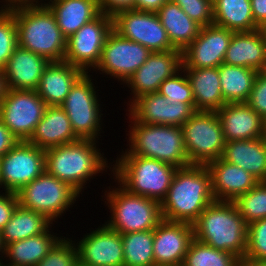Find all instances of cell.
Here are the masks:
<instances>
[{
	"instance_id": "1",
	"label": "cell",
	"mask_w": 266,
	"mask_h": 266,
	"mask_svg": "<svg viewBox=\"0 0 266 266\" xmlns=\"http://www.w3.org/2000/svg\"><path fill=\"white\" fill-rule=\"evenodd\" d=\"M214 201L208 169L205 165L191 164L176 170L161 202L162 217L168 221L193 224Z\"/></svg>"
},
{
	"instance_id": "2",
	"label": "cell",
	"mask_w": 266,
	"mask_h": 266,
	"mask_svg": "<svg viewBox=\"0 0 266 266\" xmlns=\"http://www.w3.org/2000/svg\"><path fill=\"white\" fill-rule=\"evenodd\" d=\"M96 143L97 140L79 139L45 149V171L82 195L87 181L110 167Z\"/></svg>"
},
{
	"instance_id": "3",
	"label": "cell",
	"mask_w": 266,
	"mask_h": 266,
	"mask_svg": "<svg viewBox=\"0 0 266 266\" xmlns=\"http://www.w3.org/2000/svg\"><path fill=\"white\" fill-rule=\"evenodd\" d=\"M248 225L234 202L214 201L193 223L194 238L243 259Z\"/></svg>"
},
{
	"instance_id": "4",
	"label": "cell",
	"mask_w": 266,
	"mask_h": 266,
	"mask_svg": "<svg viewBox=\"0 0 266 266\" xmlns=\"http://www.w3.org/2000/svg\"><path fill=\"white\" fill-rule=\"evenodd\" d=\"M11 11L16 22L18 46L42 55L50 62L64 61L67 38L46 5Z\"/></svg>"
},
{
	"instance_id": "5",
	"label": "cell",
	"mask_w": 266,
	"mask_h": 266,
	"mask_svg": "<svg viewBox=\"0 0 266 266\" xmlns=\"http://www.w3.org/2000/svg\"><path fill=\"white\" fill-rule=\"evenodd\" d=\"M126 115L131 120L127 133L129 148L122 151V155L156 159L177 168L190 165L182 127L140 123L130 114Z\"/></svg>"
},
{
	"instance_id": "6",
	"label": "cell",
	"mask_w": 266,
	"mask_h": 266,
	"mask_svg": "<svg viewBox=\"0 0 266 266\" xmlns=\"http://www.w3.org/2000/svg\"><path fill=\"white\" fill-rule=\"evenodd\" d=\"M110 167L115 183L128 192L161 203L169 190L177 167L138 155H120Z\"/></svg>"
},
{
	"instance_id": "7",
	"label": "cell",
	"mask_w": 266,
	"mask_h": 266,
	"mask_svg": "<svg viewBox=\"0 0 266 266\" xmlns=\"http://www.w3.org/2000/svg\"><path fill=\"white\" fill-rule=\"evenodd\" d=\"M104 193L105 203L111 213V219L105 225L120 234L154 230L163 220L161 203L132 194L119 183L117 188L109 186V190Z\"/></svg>"
},
{
	"instance_id": "8",
	"label": "cell",
	"mask_w": 266,
	"mask_h": 266,
	"mask_svg": "<svg viewBox=\"0 0 266 266\" xmlns=\"http://www.w3.org/2000/svg\"><path fill=\"white\" fill-rule=\"evenodd\" d=\"M16 195L20 206L46 215L54 222L80 197L70 185L46 171L22 187Z\"/></svg>"
},
{
	"instance_id": "9",
	"label": "cell",
	"mask_w": 266,
	"mask_h": 266,
	"mask_svg": "<svg viewBox=\"0 0 266 266\" xmlns=\"http://www.w3.org/2000/svg\"><path fill=\"white\" fill-rule=\"evenodd\" d=\"M90 73H84L60 105L79 139L98 140L102 133L101 103Z\"/></svg>"
},
{
	"instance_id": "10",
	"label": "cell",
	"mask_w": 266,
	"mask_h": 266,
	"mask_svg": "<svg viewBox=\"0 0 266 266\" xmlns=\"http://www.w3.org/2000/svg\"><path fill=\"white\" fill-rule=\"evenodd\" d=\"M181 127L190 165L221 158L226 141L216 111H196Z\"/></svg>"
},
{
	"instance_id": "11",
	"label": "cell",
	"mask_w": 266,
	"mask_h": 266,
	"mask_svg": "<svg viewBox=\"0 0 266 266\" xmlns=\"http://www.w3.org/2000/svg\"><path fill=\"white\" fill-rule=\"evenodd\" d=\"M113 30V17L101 12L67 38L64 62L89 73L98 65L108 35ZM89 70V72H88Z\"/></svg>"
},
{
	"instance_id": "12",
	"label": "cell",
	"mask_w": 266,
	"mask_h": 266,
	"mask_svg": "<svg viewBox=\"0 0 266 266\" xmlns=\"http://www.w3.org/2000/svg\"><path fill=\"white\" fill-rule=\"evenodd\" d=\"M46 107L36 90L8 89L0 102V119L19 141H27Z\"/></svg>"
},
{
	"instance_id": "13",
	"label": "cell",
	"mask_w": 266,
	"mask_h": 266,
	"mask_svg": "<svg viewBox=\"0 0 266 266\" xmlns=\"http://www.w3.org/2000/svg\"><path fill=\"white\" fill-rule=\"evenodd\" d=\"M45 171V150L19 141L0 158V185L6 192L17 193Z\"/></svg>"
},
{
	"instance_id": "14",
	"label": "cell",
	"mask_w": 266,
	"mask_h": 266,
	"mask_svg": "<svg viewBox=\"0 0 266 266\" xmlns=\"http://www.w3.org/2000/svg\"><path fill=\"white\" fill-rule=\"evenodd\" d=\"M113 30L151 52L175 50L156 12L122 10L113 16Z\"/></svg>"
},
{
	"instance_id": "15",
	"label": "cell",
	"mask_w": 266,
	"mask_h": 266,
	"mask_svg": "<svg viewBox=\"0 0 266 266\" xmlns=\"http://www.w3.org/2000/svg\"><path fill=\"white\" fill-rule=\"evenodd\" d=\"M151 53L143 45L127 40L112 30L102 49L100 61L93 71L97 69L125 85Z\"/></svg>"
},
{
	"instance_id": "16",
	"label": "cell",
	"mask_w": 266,
	"mask_h": 266,
	"mask_svg": "<svg viewBox=\"0 0 266 266\" xmlns=\"http://www.w3.org/2000/svg\"><path fill=\"white\" fill-rule=\"evenodd\" d=\"M182 51L152 52L125 83L131 89L129 106L142 95L158 92L161 83L182 69Z\"/></svg>"
},
{
	"instance_id": "17",
	"label": "cell",
	"mask_w": 266,
	"mask_h": 266,
	"mask_svg": "<svg viewBox=\"0 0 266 266\" xmlns=\"http://www.w3.org/2000/svg\"><path fill=\"white\" fill-rule=\"evenodd\" d=\"M77 259L90 266H124L122 234L100 225L86 233L79 241L74 240Z\"/></svg>"
},
{
	"instance_id": "18",
	"label": "cell",
	"mask_w": 266,
	"mask_h": 266,
	"mask_svg": "<svg viewBox=\"0 0 266 266\" xmlns=\"http://www.w3.org/2000/svg\"><path fill=\"white\" fill-rule=\"evenodd\" d=\"M233 31L214 24L201 27L199 35L182 51V68H214L224 63Z\"/></svg>"
},
{
	"instance_id": "19",
	"label": "cell",
	"mask_w": 266,
	"mask_h": 266,
	"mask_svg": "<svg viewBox=\"0 0 266 266\" xmlns=\"http://www.w3.org/2000/svg\"><path fill=\"white\" fill-rule=\"evenodd\" d=\"M140 123L181 127L195 112V104L169 102L158 92L138 97L127 109Z\"/></svg>"
},
{
	"instance_id": "20",
	"label": "cell",
	"mask_w": 266,
	"mask_h": 266,
	"mask_svg": "<svg viewBox=\"0 0 266 266\" xmlns=\"http://www.w3.org/2000/svg\"><path fill=\"white\" fill-rule=\"evenodd\" d=\"M193 239V224L163 219L154 229L155 265L182 266Z\"/></svg>"
},
{
	"instance_id": "21",
	"label": "cell",
	"mask_w": 266,
	"mask_h": 266,
	"mask_svg": "<svg viewBox=\"0 0 266 266\" xmlns=\"http://www.w3.org/2000/svg\"><path fill=\"white\" fill-rule=\"evenodd\" d=\"M205 166L211 176V189L216 201L233 202L259 182L240 166L230 164L221 158Z\"/></svg>"
},
{
	"instance_id": "22",
	"label": "cell",
	"mask_w": 266,
	"mask_h": 266,
	"mask_svg": "<svg viewBox=\"0 0 266 266\" xmlns=\"http://www.w3.org/2000/svg\"><path fill=\"white\" fill-rule=\"evenodd\" d=\"M216 113L226 142L264 137L265 120L246 102L225 103Z\"/></svg>"
},
{
	"instance_id": "23",
	"label": "cell",
	"mask_w": 266,
	"mask_h": 266,
	"mask_svg": "<svg viewBox=\"0 0 266 266\" xmlns=\"http://www.w3.org/2000/svg\"><path fill=\"white\" fill-rule=\"evenodd\" d=\"M50 61L17 46L3 68L8 89L36 90Z\"/></svg>"
},
{
	"instance_id": "24",
	"label": "cell",
	"mask_w": 266,
	"mask_h": 266,
	"mask_svg": "<svg viewBox=\"0 0 266 266\" xmlns=\"http://www.w3.org/2000/svg\"><path fill=\"white\" fill-rule=\"evenodd\" d=\"M85 72L67 62H50L36 89L47 106H60Z\"/></svg>"
},
{
	"instance_id": "25",
	"label": "cell",
	"mask_w": 266,
	"mask_h": 266,
	"mask_svg": "<svg viewBox=\"0 0 266 266\" xmlns=\"http://www.w3.org/2000/svg\"><path fill=\"white\" fill-rule=\"evenodd\" d=\"M77 140L79 138L73 132L70 120L61 106H47L43 118L27 142L45 150Z\"/></svg>"
},
{
	"instance_id": "26",
	"label": "cell",
	"mask_w": 266,
	"mask_h": 266,
	"mask_svg": "<svg viewBox=\"0 0 266 266\" xmlns=\"http://www.w3.org/2000/svg\"><path fill=\"white\" fill-rule=\"evenodd\" d=\"M224 63L257 71L266 70V47L261 31L233 32Z\"/></svg>"
},
{
	"instance_id": "27",
	"label": "cell",
	"mask_w": 266,
	"mask_h": 266,
	"mask_svg": "<svg viewBox=\"0 0 266 266\" xmlns=\"http://www.w3.org/2000/svg\"><path fill=\"white\" fill-rule=\"evenodd\" d=\"M221 159L240 166L259 182H266V141L264 137L226 142Z\"/></svg>"
},
{
	"instance_id": "28",
	"label": "cell",
	"mask_w": 266,
	"mask_h": 266,
	"mask_svg": "<svg viewBox=\"0 0 266 266\" xmlns=\"http://www.w3.org/2000/svg\"><path fill=\"white\" fill-rule=\"evenodd\" d=\"M45 5L66 38L101 13L98 0H50Z\"/></svg>"
},
{
	"instance_id": "29",
	"label": "cell",
	"mask_w": 266,
	"mask_h": 266,
	"mask_svg": "<svg viewBox=\"0 0 266 266\" xmlns=\"http://www.w3.org/2000/svg\"><path fill=\"white\" fill-rule=\"evenodd\" d=\"M191 84L196 111H217L225 104L219 67L182 68Z\"/></svg>"
},
{
	"instance_id": "30",
	"label": "cell",
	"mask_w": 266,
	"mask_h": 266,
	"mask_svg": "<svg viewBox=\"0 0 266 266\" xmlns=\"http://www.w3.org/2000/svg\"><path fill=\"white\" fill-rule=\"evenodd\" d=\"M156 13L175 49L183 51L199 35L202 26L171 0L164 3Z\"/></svg>"
},
{
	"instance_id": "31",
	"label": "cell",
	"mask_w": 266,
	"mask_h": 266,
	"mask_svg": "<svg viewBox=\"0 0 266 266\" xmlns=\"http://www.w3.org/2000/svg\"><path fill=\"white\" fill-rule=\"evenodd\" d=\"M61 237L50 229L42 234L15 241L4 247V266H36Z\"/></svg>"
},
{
	"instance_id": "32",
	"label": "cell",
	"mask_w": 266,
	"mask_h": 266,
	"mask_svg": "<svg viewBox=\"0 0 266 266\" xmlns=\"http://www.w3.org/2000/svg\"><path fill=\"white\" fill-rule=\"evenodd\" d=\"M52 225H54L53 221L46 215L18 204L10 221L1 230L2 244L5 247L9 243L45 233Z\"/></svg>"
},
{
	"instance_id": "33",
	"label": "cell",
	"mask_w": 266,
	"mask_h": 266,
	"mask_svg": "<svg viewBox=\"0 0 266 266\" xmlns=\"http://www.w3.org/2000/svg\"><path fill=\"white\" fill-rule=\"evenodd\" d=\"M213 24L233 32L255 31L251 0H213Z\"/></svg>"
},
{
	"instance_id": "34",
	"label": "cell",
	"mask_w": 266,
	"mask_h": 266,
	"mask_svg": "<svg viewBox=\"0 0 266 266\" xmlns=\"http://www.w3.org/2000/svg\"><path fill=\"white\" fill-rule=\"evenodd\" d=\"M257 73L248 67L221 64L219 77L225 103L247 102Z\"/></svg>"
},
{
	"instance_id": "35",
	"label": "cell",
	"mask_w": 266,
	"mask_h": 266,
	"mask_svg": "<svg viewBox=\"0 0 266 266\" xmlns=\"http://www.w3.org/2000/svg\"><path fill=\"white\" fill-rule=\"evenodd\" d=\"M154 230L122 234L124 266H155Z\"/></svg>"
},
{
	"instance_id": "36",
	"label": "cell",
	"mask_w": 266,
	"mask_h": 266,
	"mask_svg": "<svg viewBox=\"0 0 266 266\" xmlns=\"http://www.w3.org/2000/svg\"><path fill=\"white\" fill-rule=\"evenodd\" d=\"M182 266H241V259L235 254L215 249L194 238Z\"/></svg>"
},
{
	"instance_id": "37",
	"label": "cell",
	"mask_w": 266,
	"mask_h": 266,
	"mask_svg": "<svg viewBox=\"0 0 266 266\" xmlns=\"http://www.w3.org/2000/svg\"><path fill=\"white\" fill-rule=\"evenodd\" d=\"M247 225L266 218V182H258L252 189L233 201Z\"/></svg>"
},
{
	"instance_id": "38",
	"label": "cell",
	"mask_w": 266,
	"mask_h": 266,
	"mask_svg": "<svg viewBox=\"0 0 266 266\" xmlns=\"http://www.w3.org/2000/svg\"><path fill=\"white\" fill-rule=\"evenodd\" d=\"M158 93L165 96L166 99L172 103L182 102L195 104L191 84L183 69L172 77L165 79L161 83Z\"/></svg>"
},
{
	"instance_id": "39",
	"label": "cell",
	"mask_w": 266,
	"mask_h": 266,
	"mask_svg": "<svg viewBox=\"0 0 266 266\" xmlns=\"http://www.w3.org/2000/svg\"><path fill=\"white\" fill-rule=\"evenodd\" d=\"M18 46L16 22L14 13L0 10V69L6 66L14 49Z\"/></svg>"
},
{
	"instance_id": "40",
	"label": "cell",
	"mask_w": 266,
	"mask_h": 266,
	"mask_svg": "<svg viewBox=\"0 0 266 266\" xmlns=\"http://www.w3.org/2000/svg\"><path fill=\"white\" fill-rule=\"evenodd\" d=\"M77 262L74 241L61 236L49 250L48 254L36 266H76Z\"/></svg>"
},
{
	"instance_id": "41",
	"label": "cell",
	"mask_w": 266,
	"mask_h": 266,
	"mask_svg": "<svg viewBox=\"0 0 266 266\" xmlns=\"http://www.w3.org/2000/svg\"><path fill=\"white\" fill-rule=\"evenodd\" d=\"M243 259L266 260V218L248 225Z\"/></svg>"
},
{
	"instance_id": "42",
	"label": "cell",
	"mask_w": 266,
	"mask_h": 266,
	"mask_svg": "<svg viewBox=\"0 0 266 266\" xmlns=\"http://www.w3.org/2000/svg\"><path fill=\"white\" fill-rule=\"evenodd\" d=\"M200 26L213 24V0H171Z\"/></svg>"
},
{
	"instance_id": "43",
	"label": "cell",
	"mask_w": 266,
	"mask_h": 266,
	"mask_svg": "<svg viewBox=\"0 0 266 266\" xmlns=\"http://www.w3.org/2000/svg\"><path fill=\"white\" fill-rule=\"evenodd\" d=\"M246 103L266 121V70L258 71Z\"/></svg>"
},
{
	"instance_id": "44",
	"label": "cell",
	"mask_w": 266,
	"mask_h": 266,
	"mask_svg": "<svg viewBox=\"0 0 266 266\" xmlns=\"http://www.w3.org/2000/svg\"><path fill=\"white\" fill-rule=\"evenodd\" d=\"M18 205L16 193L0 192V231L10 221L11 216Z\"/></svg>"
},
{
	"instance_id": "45",
	"label": "cell",
	"mask_w": 266,
	"mask_h": 266,
	"mask_svg": "<svg viewBox=\"0 0 266 266\" xmlns=\"http://www.w3.org/2000/svg\"><path fill=\"white\" fill-rule=\"evenodd\" d=\"M101 12L114 16L122 10L134 9L135 0H98Z\"/></svg>"
},
{
	"instance_id": "46",
	"label": "cell",
	"mask_w": 266,
	"mask_h": 266,
	"mask_svg": "<svg viewBox=\"0 0 266 266\" xmlns=\"http://www.w3.org/2000/svg\"><path fill=\"white\" fill-rule=\"evenodd\" d=\"M19 142L18 138L0 119V158Z\"/></svg>"
},
{
	"instance_id": "47",
	"label": "cell",
	"mask_w": 266,
	"mask_h": 266,
	"mask_svg": "<svg viewBox=\"0 0 266 266\" xmlns=\"http://www.w3.org/2000/svg\"><path fill=\"white\" fill-rule=\"evenodd\" d=\"M255 24L260 28L266 24V0H251Z\"/></svg>"
},
{
	"instance_id": "48",
	"label": "cell",
	"mask_w": 266,
	"mask_h": 266,
	"mask_svg": "<svg viewBox=\"0 0 266 266\" xmlns=\"http://www.w3.org/2000/svg\"><path fill=\"white\" fill-rule=\"evenodd\" d=\"M5 4L0 7V10H14L21 7L43 6L46 2L44 0H2ZM41 2V3H40Z\"/></svg>"
},
{
	"instance_id": "49",
	"label": "cell",
	"mask_w": 266,
	"mask_h": 266,
	"mask_svg": "<svg viewBox=\"0 0 266 266\" xmlns=\"http://www.w3.org/2000/svg\"><path fill=\"white\" fill-rule=\"evenodd\" d=\"M168 0H135L134 9L157 12Z\"/></svg>"
},
{
	"instance_id": "50",
	"label": "cell",
	"mask_w": 266,
	"mask_h": 266,
	"mask_svg": "<svg viewBox=\"0 0 266 266\" xmlns=\"http://www.w3.org/2000/svg\"><path fill=\"white\" fill-rule=\"evenodd\" d=\"M7 90H8V87L6 83L5 73L2 69H0V102L6 96Z\"/></svg>"
},
{
	"instance_id": "51",
	"label": "cell",
	"mask_w": 266,
	"mask_h": 266,
	"mask_svg": "<svg viewBox=\"0 0 266 266\" xmlns=\"http://www.w3.org/2000/svg\"><path fill=\"white\" fill-rule=\"evenodd\" d=\"M241 266H266V260L241 259Z\"/></svg>"
},
{
	"instance_id": "52",
	"label": "cell",
	"mask_w": 266,
	"mask_h": 266,
	"mask_svg": "<svg viewBox=\"0 0 266 266\" xmlns=\"http://www.w3.org/2000/svg\"><path fill=\"white\" fill-rule=\"evenodd\" d=\"M259 30L261 31V33H262V35H263V37H264L265 47H266V24L263 25V26H261V27L259 28Z\"/></svg>"
},
{
	"instance_id": "53",
	"label": "cell",
	"mask_w": 266,
	"mask_h": 266,
	"mask_svg": "<svg viewBox=\"0 0 266 266\" xmlns=\"http://www.w3.org/2000/svg\"><path fill=\"white\" fill-rule=\"evenodd\" d=\"M0 257L2 258V259H4L3 257H4V245L2 244V240H1V231H0Z\"/></svg>"
},
{
	"instance_id": "54",
	"label": "cell",
	"mask_w": 266,
	"mask_h": 266,
	"mask_svg": "<svg viewBox=\"0 0 266 266\" xmlns=\"http://www.w3.org/2000/svg\"><path fill=\"white\" fill-rule=\"evenodd\" d=\"M76 266H90V265H87V264H85V263H80V262L78 261Z\"/></svg>"
},
{
	"instance_id": "55",
	"label": "cell",
	"mask_w": 266,
	"mask_h": 266,
	"mask_svg": "<svg viewBox=\"0 0 266 266\" xmlns=\"http://www.w3.org/2000/svg\"><path fill=\"white\" fill-rule=\"evenodd\" d=\"M264 138H265V141H266V121H265Z\"/></svg>"
},
{
	"instance_id": "56",
	"label": "cell",
	"mask_w": 266,
	"mask_h": 266,
	"mask_svg": "<svg viewBox=\"0 0 266 266\" xmlns=\"http://www.w3.org/2000/svg\"><path fill=\"white\" fill-rule=\"evenodd\" d=\"M0 266H4V262L0 259Z\"/></svg>"
}]
</instances>
